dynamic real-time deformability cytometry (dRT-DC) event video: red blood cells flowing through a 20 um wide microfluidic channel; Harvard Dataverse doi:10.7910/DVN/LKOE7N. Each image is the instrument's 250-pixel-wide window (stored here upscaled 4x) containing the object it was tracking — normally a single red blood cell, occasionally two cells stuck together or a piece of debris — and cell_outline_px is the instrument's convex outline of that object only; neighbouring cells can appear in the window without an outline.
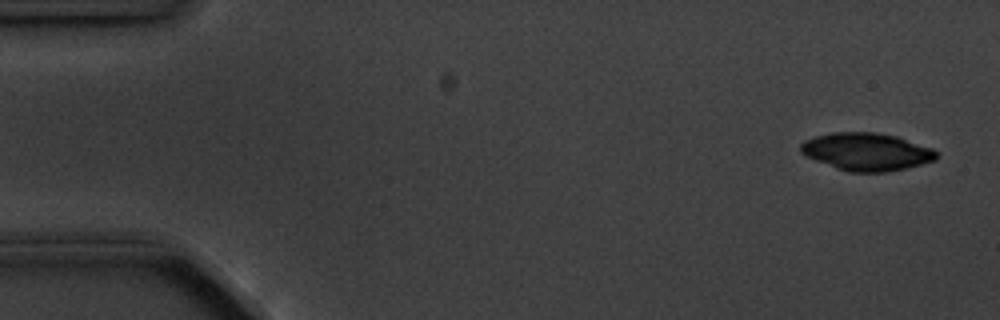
{"species": "common noctule bat (a hibernating species)", "species_latin": "Nyctalus noctula", "temperature_condition": "cold", "stored_images_in_passage": 5, "camera_frame_rate_fps": 3000, "um_per_image_px": 0.085, "animal": {"sex": "male", "body_mass_g": 20.1, "forearm_length_mm": 53.5}, "frame": {"image": 1, "passage_image": 1, "time_ms": 0.0, "image_size_px": [1000, 320], "cell_outline_px": [[940, 156], [936, 160], [904, 168], [884, 172], [848, 172], [836, 168], [816, 160], [800, 152], [800, 144], [804, 140], [816, 136], [832, 132], [876, 132], [896, 136], [932, 148]], "centroid_in_image_um": [73.66, 12.89], "position_along_channel_um": 11.3, "area_um2": 29.65}}